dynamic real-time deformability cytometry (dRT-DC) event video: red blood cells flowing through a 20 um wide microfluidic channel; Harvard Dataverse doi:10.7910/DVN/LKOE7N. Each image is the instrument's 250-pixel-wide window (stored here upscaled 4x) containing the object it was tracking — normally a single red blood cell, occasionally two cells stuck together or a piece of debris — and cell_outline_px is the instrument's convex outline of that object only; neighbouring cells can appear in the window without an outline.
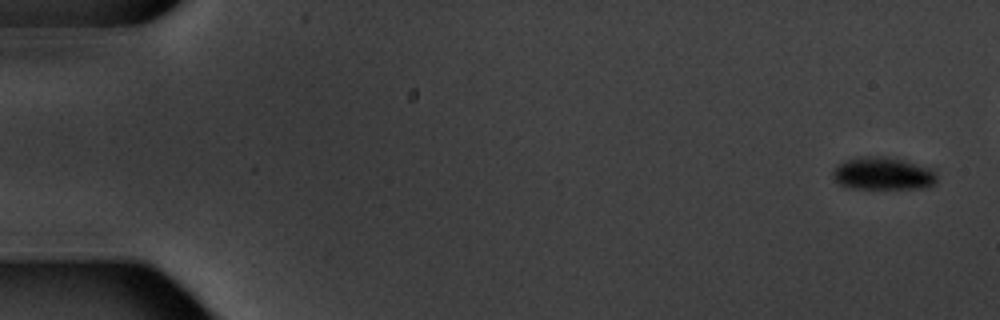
{"species": "common noctule bat (a hibernating species)", "species_latin": "Nyctalus noctula", "temperature_condition": "warm", "stored_images_in_passage": 9, "camera_frame_rate_fps": 3000, "um_per_image_px": 0.085, "animal": {"sex": "male", "body_mass_g": 20.1, "forearm_length_mm": 53.5}, "frame": {"image": 1, "passage_image": 1, "time_ms": 0.0, "image_size_px": [1000, 320], "cell_outline_px": [[936, 184], [920, 188], [848, 188], [840, 184], [832, 176], [832, 172], [844, 160], [868, 156], [876, 156], [904, 160], [928, 168], [936, 172]], "centroid_in_image_um": [75.04, 14.76], "position_along_channel_um": 10.0, "area_um2": 19.42}}